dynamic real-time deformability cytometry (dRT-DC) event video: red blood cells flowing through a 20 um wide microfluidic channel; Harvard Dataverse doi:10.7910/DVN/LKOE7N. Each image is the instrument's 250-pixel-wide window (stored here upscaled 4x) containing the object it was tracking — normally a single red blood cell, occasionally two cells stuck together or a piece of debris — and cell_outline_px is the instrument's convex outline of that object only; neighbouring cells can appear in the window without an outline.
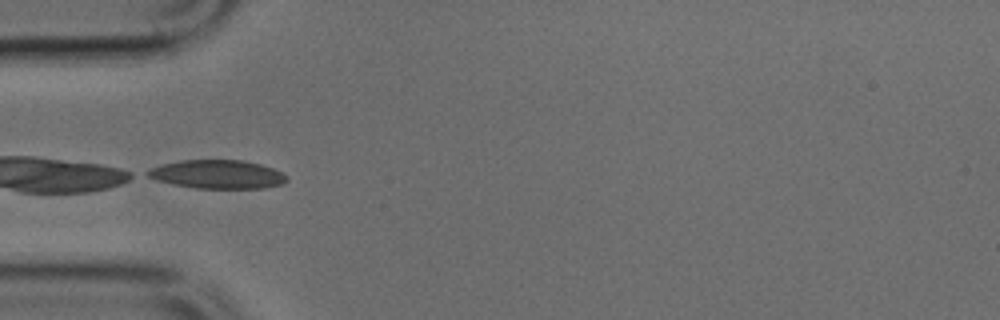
{"species": "common noctule bat (a hibernating species)", "species_latin": "Nyctalus noctula", "temperature_condition": "cold", "stored_images_in_passage": 4, "camera_frame_rate_fps": 3000, "um_per_image_px": 0.085, "animal": {"sex": "male", "body_mass_g": 17.9, "forearm_length_mm": 54.2}, "frame": {"image": 1, "passage_image": 4, "time_ms": 1.0, "image_size_px": [1000, 320], "cell_outline_px": [[288, 180], [280, 184], [264, 188], [196, 188], [172, 184], [156, 180], [148, 176], [144, 172], [152, 168], [164, 164], [180, 160], [244, 160], [260, 164], [272, 168], [288, 176]], "centroid_in_image_um": [18.48, 14.81], "position_along_channel_um": 66.5, "area_um2": 23.06}}